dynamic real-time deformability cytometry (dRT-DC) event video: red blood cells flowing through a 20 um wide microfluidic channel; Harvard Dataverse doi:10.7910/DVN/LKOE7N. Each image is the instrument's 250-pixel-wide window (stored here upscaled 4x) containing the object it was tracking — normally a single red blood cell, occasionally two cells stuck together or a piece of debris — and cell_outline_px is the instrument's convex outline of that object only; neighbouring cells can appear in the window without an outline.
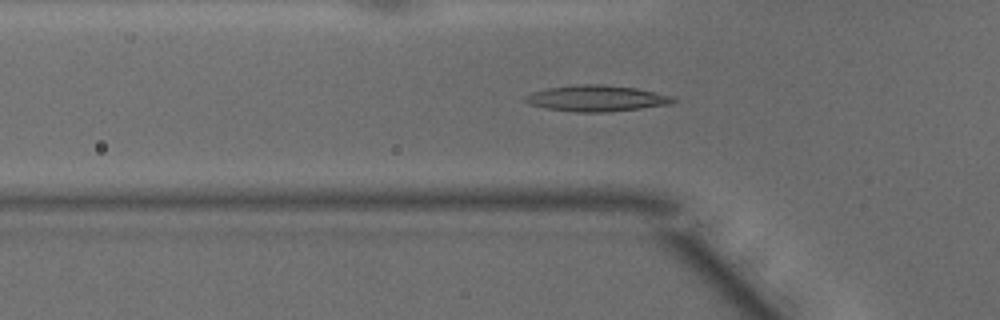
{"species": "common noctule bat (a hibernating species)", "species_latin": "Nyctalus noctula", "temperature_condition": "warm", "stored_images_in_passage": 48, "camera_frame_rate_fps": 3000, "um_per_image_px": 0.085, "animal": {"sex": "male", "body_mass_g": 15.6}, "frame": {"image": 1, "passage_image": 15, "time_ms": 4.667, "image_size_px": [1000, 320], "cell_outline_px": [[676, 100], [672, 104], [608, 112], [576, 112], [544, 108], [528, 104], [524, 100], [524, 96], [532, 92], [548, 88], [576, 84], [604, 84], [636, 88], [672, 96]], "centroid_in_image_um": [50.67, 8.36], "position_along_channel_um": 75.1, "area_um2": 22.54}}
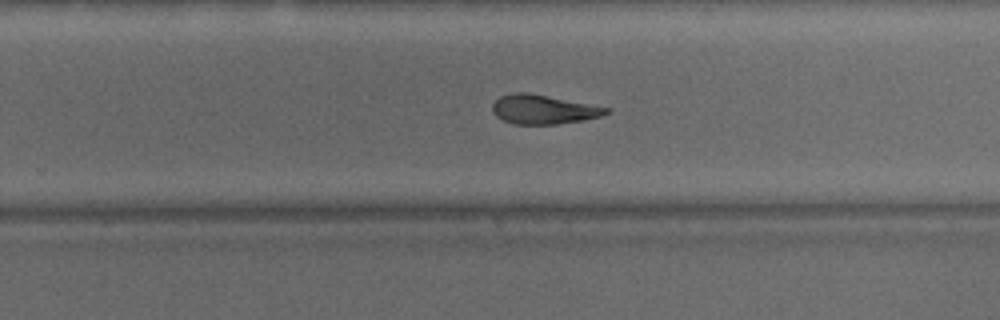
{"frame": {"image": 2, "passage_image": 30, "time_ms": 9.667, "image_size_px": [1000, 320], "cell_outline_px": [[608, 112], [600, 116], [584, 120], [556, 124], [512, 124], [496, 116], [492, 112], [492, 104], [500, 96], [512, 92], [528, 92], [608, 108]], "centroid_in_image_um": [46.11, 9.3], "position_along_channel_um": 283.7, "area_um2": 19.13}}
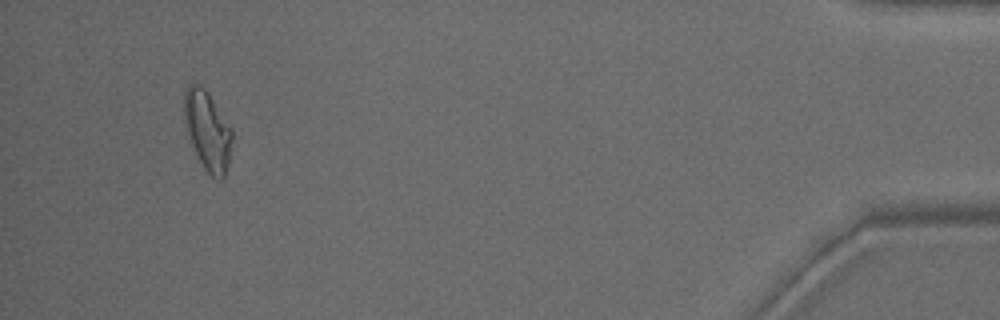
{"frame": {"image": 3, "passage_image": 45, "time_ms": 14.667, "image_size_px": [1000, 320], "cell_outline_px": [[232, 140], [228, 164], [224, 176], [220, 180], [212, 176], [204, 168], [192, 144], [184, 124], [184, 92], [188, 84], [200, 84], [208, 92], [232, 128]], "centroid_in_image_um": [17.64, 11.06], "position_along_channel_um": 417.6, "area_um2": 21.96}, "authors_computed_cell_mechanics": {"area_um2": 20.8369, "velocity_mm_per_s": 4.1523, "shape_relaxation_time_tau1_ms": null, "shape_relaxation_time_tau2_ms": 4.8607, "deformation_change_tau1": null, "deformation_change_tau2": 0.1596}}